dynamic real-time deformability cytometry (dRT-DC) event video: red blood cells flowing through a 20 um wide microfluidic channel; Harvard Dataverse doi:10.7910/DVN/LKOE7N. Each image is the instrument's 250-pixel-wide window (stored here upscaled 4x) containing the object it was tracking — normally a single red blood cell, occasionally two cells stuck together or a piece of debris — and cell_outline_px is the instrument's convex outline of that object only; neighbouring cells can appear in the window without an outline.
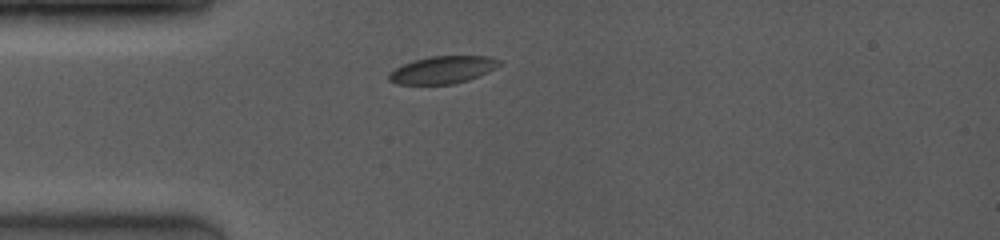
{"species": "common noctule bat (a hibernating species)", "species_latin": "Nyctalus noctula", "temperature_condition": "room temperature", "stored_images_in_passage": 10, "camera_frame_rate_fps": 4000, "um_per_image_px": 0.085, "animal": {"sex": "female", "body_mass_g": 19.0, "forearm_length_mm": 53.3}, "frame": {"image": 1, "passage_image": 1, "time_ms": 0.0, "image_size_px": [1000, 240], "cell_outline_px": [[500, 64], [496, 68], [480, 76], [468, 80], [452, 84], [396, 84], [388, 80], [388, 72], [412, 60], [432, 56], [488, 56], [500, 60]], "centroid_in_image_um": [37.62, 5.94], "position_along_channel_um": 47.4, "area_um2": 17.69}}
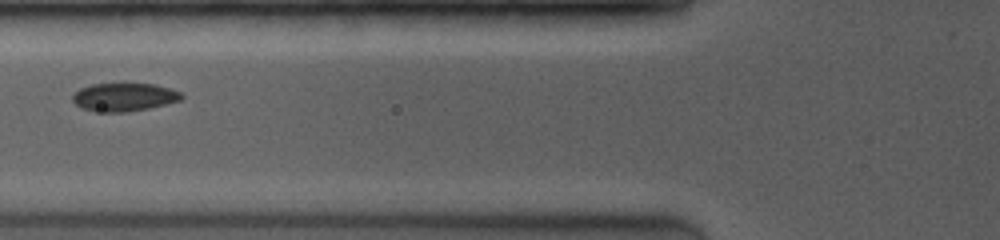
{"frame": {"image": 2, "passage_image": 4, "time_ms": 2.0, "image_size_px": [1000, 240], "cell_outline_px": [[184, 96], [180, 100], [148, 108], [128, 112], [92, 112], [80, 108], [72, 100], [72, 96], [80, 88], [92, 84], [152, 84], [168, 88], [180, 92]], "centroid_in_image_um": [10.49, 8.27], "position_along_channel_um": 115.3, "area_um2": 17.8}}
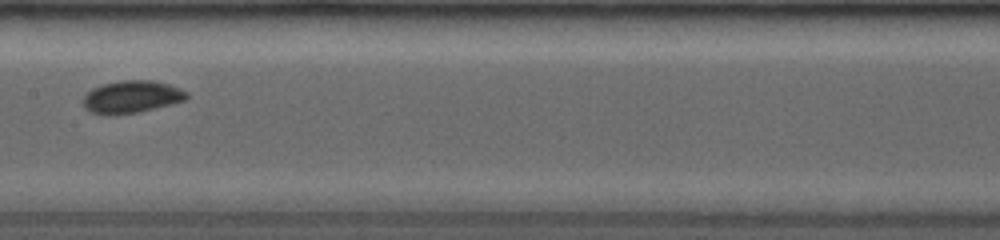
{"frame": {"image": 3, "passage_image": 7, "time_ms": 4.0, "image_size_px": [1000, 240], "cell_outline_px": [[188, 96], [184, 100], [172, 104], [140, 112], [116, 116], [104, 116], [88, 112], [84, 108], [84, 96], [92, 88], [104, 84], [124, 80], [152, 80], [168, 84], [188, 92]], "centroid_in_image_um": [11.15, 8.27], "position_along_channel_um": 196.2, "area_um2": 19.83}}